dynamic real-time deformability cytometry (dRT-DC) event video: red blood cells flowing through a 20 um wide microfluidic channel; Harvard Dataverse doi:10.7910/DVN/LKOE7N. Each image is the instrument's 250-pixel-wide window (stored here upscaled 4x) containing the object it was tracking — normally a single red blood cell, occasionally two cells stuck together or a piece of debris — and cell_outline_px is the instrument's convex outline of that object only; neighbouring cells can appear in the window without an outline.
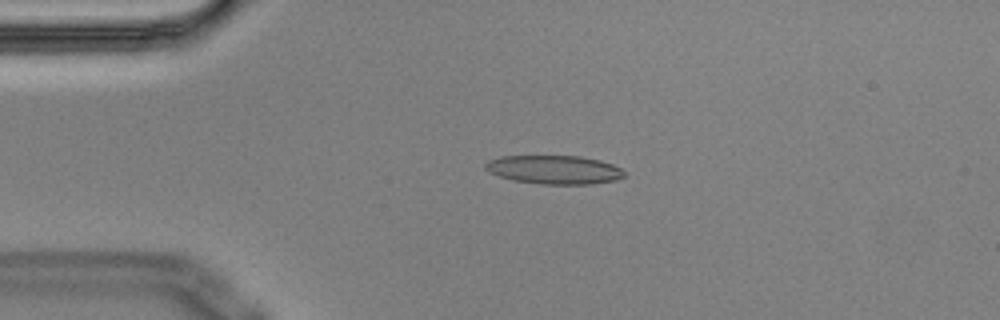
{"species": "Egyptian fruit bat (a non-hibernating species)", "species_latin": "Rousettus aegyptiacus", "temperature_condition": "cold", "stored_images_in_passage": 5, "camera_frame_rate_fps": 3000, "um_per_image_px": 0.085, "animal": {"sex": "male"}, "frame": {"image": 1, "passage_image": 4, "time_ms": 1.0, "image_size_px": [1000, 320], "cell_outline_px": [[624, 176], [616, 180], [592, 184], [544, 184], [512, 180], [488, 172], [484, 168], [484, 164], [488, 160], [500, 156], [580, 156], [600, 160], [612, 164], [620, 168], [624, 172]], "centroid_in_image_um": [47.08, 14.42], "position_along_channel_um": 37.9, "area_um2": 23.24}}